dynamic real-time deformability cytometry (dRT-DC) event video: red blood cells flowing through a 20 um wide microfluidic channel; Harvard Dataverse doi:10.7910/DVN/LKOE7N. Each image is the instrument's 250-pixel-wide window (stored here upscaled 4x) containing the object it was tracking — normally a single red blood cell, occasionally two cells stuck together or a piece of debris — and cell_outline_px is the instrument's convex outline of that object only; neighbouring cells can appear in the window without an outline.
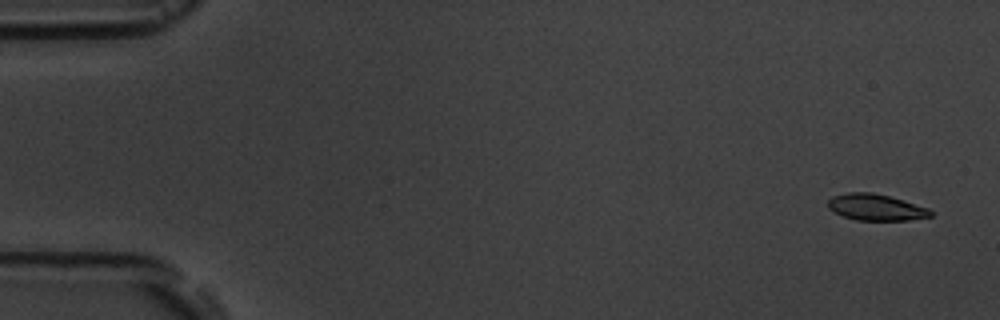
{"species": "common noctule bat (a hibernating species)", "species_latin": "Nyctalus noctula", "temperature_condition": "room temperature", "stored_images_in_passage": 5, "camera_frame_rate_fps": 3000, "um_per_image_px": 0.085, "animal": {"sex": "male", "body_mass_g": 19.5, "forearm_length_mm": 54.6}, "frame": {"image": 1, "passage_image": 1, "time_ms": 0.0, "image_size_px": [1000, 320], "cell_outline_px": [[932, 216], [908, 220], [856, 220], [844, 216], [828, 208], [828, 200], [832, 196], [848, 192], [872, 192], [904, 200], [928, 208], [932, 212]], "centroid_in_image_um": [74.45, 17.61], "position_along_channel_um": 10.6, "area_um2": 15.66}}
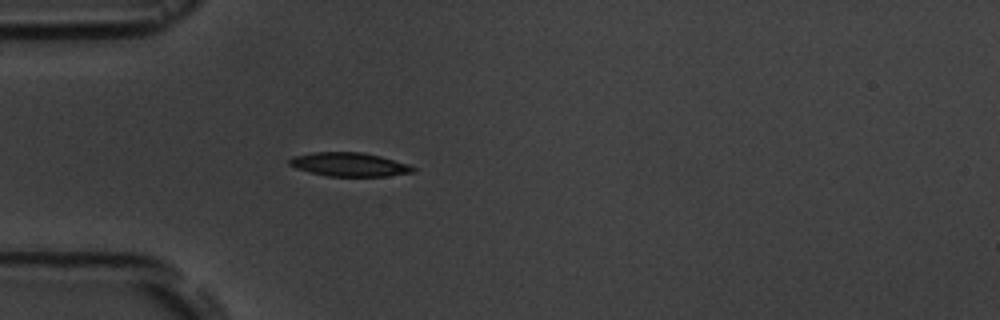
{"frame": {"image": 2, "passage_image": 5, "time_ms": 4.667, "image_size_px": [1000, 320], "cell_outline_px": [[416, 172], [388, 176], [328, 176], [296, 168], [288, 164], [288, 160], [292, 156], [316, 152], [360, 152], [380, 156], [408, 164], [416, 168]], "centroid_in_image_um": [29.7, 13.98], "position_along_channel_um": 55.3, "area_um2": 17.05}}